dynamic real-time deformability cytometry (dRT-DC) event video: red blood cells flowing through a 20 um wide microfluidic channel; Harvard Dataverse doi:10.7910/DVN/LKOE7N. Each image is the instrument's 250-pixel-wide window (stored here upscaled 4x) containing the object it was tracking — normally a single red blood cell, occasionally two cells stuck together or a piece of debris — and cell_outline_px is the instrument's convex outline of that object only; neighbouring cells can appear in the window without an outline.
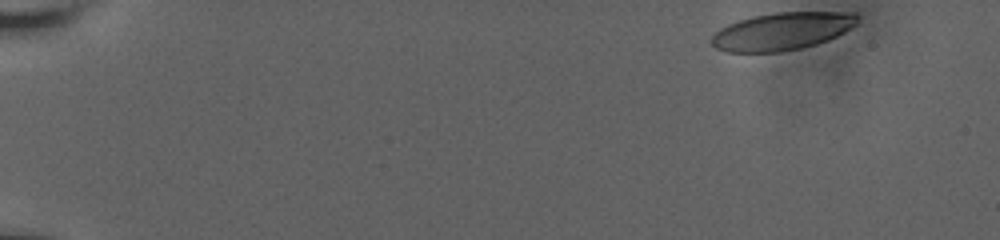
{"species": "human", "species_latin": "Homo sapiens", "temperature_condition": "room temperature", "stored_images_in_passage": 53, "camera_frame_rate_fps": 3000, "um_per_image_px": 0.085, "donor": {"sex": "male"}, "frame": {"image": 1, "passage_image": 1, "time_ms": 0.0, "image_size_px": [1000, 240], "cell_outline_px": [[860, 16], [856, 24], [844, 32], [828, 40], [816, 44], [800, 48], [780, 52], [728, 52], [716, 48], [712, 44], [712, 36], [720, 28], [728, 24], [752, 16], [776, 12], [856, 12]], "centroid_in_image_um": [66.5, 2.65], "position_along_channel_um": 18.5, "area_um2": 31.96}}
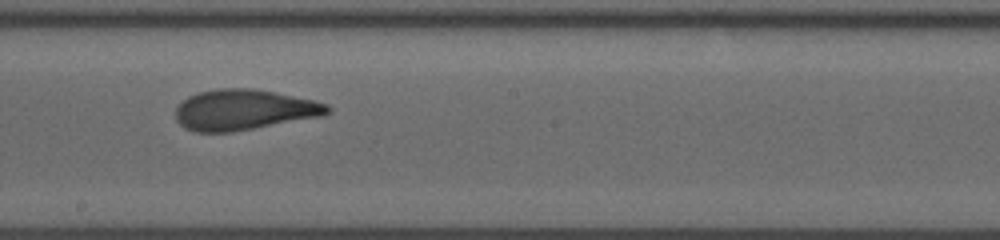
{"frame": {"image": 2, "passage_image": 30, "time_ms": 9.667, "image_size_px": [1000, 240], "cell_outline_px": [[332, 112], [324, 116], [228, 132], [196, 132], [184, 128], [176, 120], [176, 108], [188, 96], [200, 92], [216, 88], [252, 88], [312, 100], [328, 104], [332, 108]], "centroid_in_image_um": [20.74, 9.33], "position_along_channel_um": 227.5, "area_um2": 35.66}}
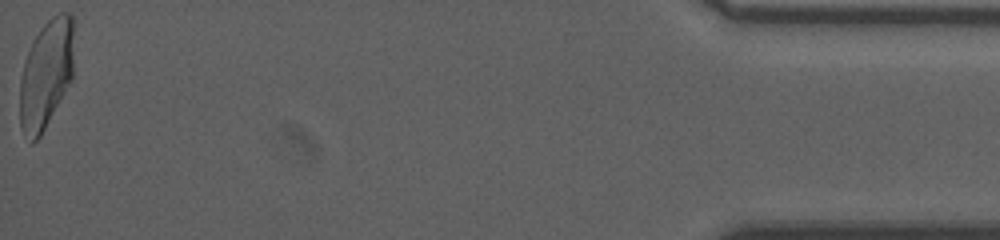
{"frame": {"image": 3, "passage_image": 53, "time_ms": 17.333, "image_size_px": [1000, 240], "cell_outline_px": [[72, 80], [40, 136], [32, 144], [20, 124], [20, 80], [24, 60], [32, 40], [40, 28], [52, 16], [60, 12], [72, 12]], "centroid_in_image_um": [3.9, 6.28], "position_along_channel_um": 431.3, "area_um2": 34.04}, "authors_computed_cell_mechanics": {"area_um2": 34.9112, "velocity_mm_per_s": 3.7801, "shape_relaxation_time_tau1_ms": 7.5683, "shape_relaxation_time_tau2_ms": 1.0536, "deformation_change_tau1": 0.2225, "deformation_change_tau2": 0.0889}}